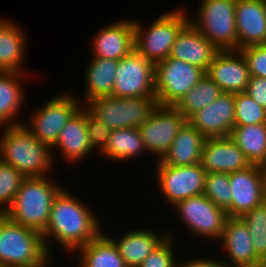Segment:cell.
<instances>
[{"instance_id": "6da1fadb", "label": "cell", "mask_w": 266, "mask_h": 267, "mask_svg": "<svg viewBox=\"0 0 266 267\" xmlns=\"http://www.w3.org/2000/svg\"><path fill=\"white\" fill-rule=\"evenodd\" d=\"M102 226L91 207L64 187L54 199L50 218L42 236L51 256L54 254V242L67 254L69 252L73 255L79 247L97 238L105 228Z\"/></svg>"}, {"instance_id": "7a4b0ae2", "label": "cell", "mask_w": 266, "mask_h": 267, "mask_svg": "<svg viewBox=\"0 0 266 267\" xmlns=\"http://www.w3.org/2000/svg\"><path fill=\"white\" fill-rule=\"evenodd\" d=\"M0 130V160L25 177L54 174L57 153H52L50 146L40 142L23 124L0 126Z\"/></svg>"}, {"instance_id": "3957f363", "label": "cell", "mask_w": 266, "mask_h": 267, "mask_svg": "<svg viewBox=\"0 0 266 267\" xmlns=\"http://www.w3.org/2000/svg\"><path fill=\"white\" fill-rule=\"evenodd\" d=\"M56 177H26L17 191L11 206L5 211L10 220L43 233L57 194L64 188Z\"/></svg>"}, {"instance_id": "277c9868", "label": "cell", "mask_w": 266, "mask_h": 267, "mask_svg": "<svg viewBox=\"0 0 266 267\" xmlns=\"http://www.w3.org/2000/svg\"><path fill=\"white\" fill-rule=\"evenodd\" d=\"M42 233L0 216V265L3 267H51Z\"/></svg>"}, {"instance_id": "5b68a950", "label": "cell", "mask_w": 266, "mask_h": 267, "mask_svg": "<svg viewBox=\"0 0 266 267\" xmlns=\"http://www.w3.org/2000/svg\"><path fill=\"white\" fill-rule=\"evenodd\" d=\"M155 17L147 26L140 20H133L134 49L154 64L169 57L177 34L189 22L184 8L170 9Z\"/></svg>"}, {"instance_id": "8992f818", "label": "cell", "mask_w": 266, "mask_h": 267, "mask_svg": "<svg viewBox=\"0 0 266 267\" xmlns=\"http://www.w3.org/2000/svg\"><path fill=\"white\" fill-rule=\"evenodd\" d=\"M159 106L156 96L97 98L83 107L97 120L112 130L139 128Z\"/></svg>"}, {"instance_id": "52a82bcc", "label": "cell", "mask_w": 266, "mask_h": 267, "mask_svg": "<svg viewBox=\"0 0 266 267\" xmlns=\"http://www.w3.org/2000/svg\"><path fill=\"white\" fill-rule=\"evenodd\" d=\"M237 0H200L189 22L219 50H238L235 5ZM197 14V15H196Z\"/></svg>"}, {"instance_id": "ba28073f", "label": "cell", "mask_w": 266, "mask_h": 267, "mask_svg": "<svg viewBox=\"0 0 266 267\" xmlns=\"http://www.w3.org/2000/svg\"><path fill=\"white\" fill-rule=\"evenodd\" d=\"M72 93L60 92L49 97V100H44L41 106L27 114L29 121L25 119L22 123L40 142L51 148L56 144L64 125L82 107L80 100Z\"/></svg>"}, {"instance_id": "9c48e42d", "label": "cell", "mask_w": 266, "mask_h": 267, "mask_svg": "<svg viewBox=\"0 0 266 267\" xmlns=\"http://www.w3.org/2000/svg\"><path fill=\"white\" fill-rule=\"evenodd\" d=\"M171 208L181 219L179 222H183L187 232L196 238L209 240L215 244L222 236L229 217L224 209L215 205L204 194L181 200Z\"/></svg>"}, {"instance_id": "30bf717a", "label": "cell", "mask_w": 266, "mask_h": 267, "mask_svg": "<svg viewBox=\"0 0 266 267\" xmlns=\"http://www.w3.org/2000/svg\"><path fill=\"white\" fill-rule=\"evenodd\" d=\"M204 75L202 69L179 59L168 57L155 63V94L159 105L175 106Z\"/></svg>"}, {"instance_id": "8fae6325", "label": "cell", "mask_w": 266, "mask_h": 267, "mask_svg": "<svg viewBox=\"0 0 266 267\" xmlns=\"http://www.w3.org/2000/svg\"><path fill=\"white\" fill-rule=\"evenodd\" d=\"M155 167L156 188L166 205L172 207L181 200L204 194L207 172L201 163L192 166H173L157 160Z\"/></svg>"}, {"instance_id": "7c38bea8", "label": "cell", "mask_w": 266, "mask_h": 267, "mask_svg": "<svg viewBox=\"0 0 266 267\" xmlns=\"http://www.w3.org/2000/svg\"><path fill=\"white\" fill-rule=\"evenodd\" d=\"M113 96L137 98L156 96L155 64L135 49L118 61Z\"/></svg>"}, {"instance_id": "4fadbf2b", "label": "cell", "mask_w": 266, "mask_h": 267, "mask_svg": "<svg viewBox=\"0 0 266 267\" xmlns=\"http://www.w3.org/2000/svg\"><path fill=\"white\" fill-rule=\"evenodd\" d=\"M187 119L175 106L159 105L139 127L147 153L161 160Z\"/></svg>"}, {"instance_id": "5bb4252c", "label": "cell", "mask_w": 266, "mask_h": 267, "mask_svg": "<svg viewBox=\"0 0 266 267\" xmlns=\"http://www.w3.org/2000/svg\"><path fill=\"white\" fill-rule=\"evenodd\" d=\"M205 74L223 93L245 92L250 79L247 61L240 50H220Z\"/></svg>"}, {"instance_id": "9a60e30c", "label": "cell", "mask_w": 266, "mask_h": 267, "mask_svg": "<svg viewBox=\"0 0 266 267\" xmlns=\"http://www.w3.org/2000/svg\"><path fill=\"white\" fill-rule=\"evenodd\" d=\"M229 260L224 262L230 267H263L257 257L247 224L241 217H228L222 236L217 241ZM230 262V263H229Z\"/></svg>"}, {"instance_id": "2e32d148", "label": "cell", "mask_w": 266, "mask_h": 267, "mask_svg": "<svg viewBox=\"0 0 266 267\" xmlns=\"http://www.w3.org/2000/svg\"><path fill=\"white\" fill-rule=\"evenodd\" d=\"M205 138L229 137L235 125L233 93H223L187 120Z\"/></svg>"}, {"instance_id": "e0dca14e", "label": "cell", "mask_w": 266, "mask_h": 267, "mask_svg": "<svg viewBox=\"0 0 266 267\" xmlns=\"http://www.w3.org/2000/svg\"><path fill=\"white\" fill-rule=\"evenodd\" d=\"M232 192V217H241L266 200L263 174L260 165L229 173Z\"/></svg>"}, {"instance_id": "ac0fdd59", "label": "cell", "mask_w": 266, "mask_h": 267, "mask_svg": "<svg viewBox=\"0 0 266 267\" xmlns=\"http://www.w3.org/2000/svg\"><path fill=\"white\" fill-rule=\"evenodd\" d=\"M91 40L92 58L119 61L134 50L133 19H119L101 28Z\"/></svg>"}, {"instance_id": "d6986e66", "label": "cell", "mask_w": 266, "mask_h": 267, "mask_svg": "<svg viewBox=\"0 0 266 267\" xmlns=\"http://www.w3.org/2000/svg\"><path fill=\"white\" fill-rule=\"evenodd\" d=\"M200 163L207 173H232L252 165L230 136L206 138Z\"/></svg>"}, {"instance_id": "ffe728a7", "label": "cell", "mask_w": 266, "mask_h": 267, "mask_svg": "<svg viewBox=\"0 0 266 267\" xmlns=\"http://www.w3.org/2000/svg\"><path fill=\"white\" fill-rule=\"evenodd\" d=\"M235 20L238 50L266 44V0H237Z\"/></svg>"}, {"instance_id": "44dd1931", "label": "cell", "mask_w": 266, "mask_h": 267, "mask_svg": "<svg viewBox=\"0 0 266 267\" xmlns=\"http://www.w3.org/2000/svg\"><path fill=\"white\" fill-rule=\"evenodd\" d=\"M220 50L188 22L177 34L170 58L197 66L204 72Z\"/></svg>"}, {"instance_id": "7402d4cb", "label": "cell", "mask_w": 266, "mask_h": 267, "mask_svg": "<svg viewBox=\"0 0 266 267\" xmlns=\"http://www.w3.org/2000/svg\"><path fill=\"white\" fill-rule=\"evenodd\" d=\"M53 151H59L64 163H74L87 160L95 153L91 148L86 126V109L82 106L60 131ZM66 161V162H65ZM73 162V163H72Z\"/></svg>"}, {"instance_id": "603a6c76", "label": "cell", "mask_w": 266, "mask_h": 267, "mask_svg": "<svg viewBox=\"0 0 266 267\" xmlns=\"http://www.w3.org/2000/svg\"><path fill=\"white\" fill-rule=\"evenodd\" d=\"M32 75L34 74L0 72V126L23 123L24 118L20 117V112H23L24 104L26 105L24 83L29 78L33 80Z\"/></svg>"}, {"instance_id": "cb8c5ba5", "label": "cell", "mask_w": 266, "mask_h": 267, "mask_svg": "<svg viewBox=\"0 0 266 267\" xmlns=\"http://www.w3.org/2000/svg\"><path fill=\"white\" fill-rule=\"evenodd\" d=\"M25 30L11 19L0 18V72L34 74L24 69L28 40Z\"/></svg>"}, {"instance_id": "d4e9b609", "label": "cell", "mask_w": 266, "mask_h": 267, "mask_svg": "<svg viewBox=\"0 0 266 267\" xmlns=\"http://www.w3.org/2000/svg\"><path fill=\"white\" fill-rule=\"evenodd\" d=\"M103 232L114 242L127 267H138L146 257L168 236L167 231L159 232L150 228H134L115 239ZM166 233V234H165Z\"/></svg>"}, {"instance_id": "484cf974", "label": "cell", "mask_w": 266, "mask_h": 267, "mask_svg": "<svg viewBox=\"0 0 266 267\" xmlns=\"http://www.w3.org/2000/svg\"><path fill=\"white\" fill-rule=\"evenodd\" d=\"M84 74L85 92L81 99L84 106L87 102L97 98L113 96L114 80L118 66L117 60L92 58Z\"/></svg>"}, {"instance_id": "4316f807", "label": "cell", "mask_w": 266, "mask_h": 267, "mask_svg": "<svg viewBox=\"0 0 266 267\" xmlns=\"http://www.w3.org/2000/svg\"><path fill=\"white\" fill-rule=\"evenodd\" d=\"M205 140L206 138L187 121L161 161L166 165L173 166L196 165L201 162Z\"/></svg>"}, {"instance_id": "83f0119b", "label": "cell", "mask_w": 266, "mask_h": 267, "mask_svg": "<svg viewBox=\"0 0 266 267\" xmlns=\"http://www.w3.org/2000/svg\"><path fill=\"white\" fill-rule=\"evenodd\" d=\"M78 267H127L114 242L102 232L97 238L79 247Z\"/></svg>"}, {"instance_id": "f1b7e54d", "label": "cell", "mask_w": 266, "mask_h": 267, "mask_svg": "<svg viewBox=\"0 0 266 267\" xmlns=\"http://www.w3.org/2000/svg\"><path fill=\"white\" fill-rule=\"evenodd\" d=\"M146 152L139 128H123L110 132L105 148L99 155L112 162H121L134 160L141 154L146 155Z\"/></svg>"}, {"instance_id": "f546056e", "label": "cell", "mask_w": 266, "mask_h": 267, "mask_svg": "<svg viewBox=\"0 0 266 267\" xmlns=\"http://www.w3.org/2000/svg\"><path fill=\"white\" fill-rule=\"evenodd\" d=\"M230 138L251 164L261 165L266 160V123L234 125Z\"/></svg>"}, {"instance_id": "4dcf8cb0", "label": "cell", "mask_w": 266, "mask_h": 267, "mask_svg": "<svg viewBox=\"0 0 266 267\" xmlns=\"http://www.w3.org/2000/svg\"><path fill=\"white\" fill-rule=\"evenodd\" d=\"M222 94L220 87L205 74L175 107L188 120L193 114L205 108Z\"/></svg>"}, {"instance_id": "1f68e13d", "label": "cell", "mask_w": 266, "mask_h": 267, "mask_svg": "<svg viewBox=\"0 0 266 267\" xmlns=\"http://www.w3.org/2000/svg\"><path fill=\"white\" fill-rule=\"evenodd\" d=\"M241 218L248 226L257 257L264 263L266 261V200L244 213Z\"/></svg>"}, {"instance_id": "d6a6232c", "label": "cell", "mask_w": 266, "mask_h": 267, "mask_svg": "<svg viewBox=\"0 0 266 267\" xmlns=\"http://www.w3.org/2000/svg\"><path fill=\"white\" fill-rule=\"evenodd\" d=\"M204 195L215 205L224 209L232 217V192L229 183V173H206Z\"/></svg>"}, {"instance_id": "836d02e7", "label": "cell", "mask_w": 266, "mask_h": 267, "mask_svg": "<svg viewBox=\"0 0 266 267\" xmlns=\"http://www.w3.org/2000/svg\"><path fill=\"white\" fill-rule=\"evenodd\" d=\"M25 178L14 167L0 160V212L4 214L11 206Z\"/></svg>"}, {"instance_id": "e575fe53", "label": "cell", "mask_w": 266, "mask_h": 267, "mask_svg": "<svg viewBox=\"0 0 266 267\" xmlns=\"http://www.w3.org/2000/svg\"><path fill=\"white\" fill-rule=\"evenodd\" d=\"M235 125L266 123V110L245 92L235 93Z\"/></svg>"}, {"instance_id": "d590c367", "label": "cell", "mask_w": 266, "mask_h": 267, "mask_svg": "<svg viewBox=\"0 0 266 267\" xmlns=\"http://www.w3.org/2000/svg\"><path fill=\"white\" fill-rule=\"evenodd\" d=\"M168 230V236L146 257L138 267H179L180 261L175 257V244L173 231ZM172 233V234H171ZM174 236V237H173Z\"/></svg>"}, {"instance_id": "8d00e7d4", "label": "cell", "mask_w": 266, "mask_h": 267, "mask_svg": "<svg viewBox=\"0 0 266 267\" xmlns=\"http://www.w3.org/2000/svg\"><path fill=\"white\" fill-rule=\"evenodd\" d=\"M86 126L91 148L94 152L98 151L95 154L99 155L105 148L111 130L103 122L94 118L87 110Z\"/></svg>"}, {"instance_id": "74e56055", "label": "cell", "mask_w": 266, "mask_h": 267, "mask_svg": "<svg viewBox=\"0 0 266 267\" xmlns=\"http://www.w3.org/2000/svg\"><path fill=\"white\" fill-rule=\"evenodd\" d=\"M240 51L247 61L250 76L266 78V44L248 46Z\"/></svg>"}, {"instance_id": "f35d334b", "label": "cell", "mask_w": 266, "mask_h": 267, "mask_svg": "<svg viewBox=\"0 0 266 267\" xmlns=\"http://www.w3.org/2000/svg\"><path fill=\"white\" fill-rule=\"evenodd\" d=\"M245 93L266 110V78L250 76Z\"/></svg>"}, {"instance_id": "ab89813d", "label": "cell", "mask_w": 266, "mask_h": 267, "mask_svg": "<svg viewBox=\"0 0 266 267\" xmlns=\"http://www.w3.org/2000/svg\"><path fill=\"white\" fill-rule=\"evenodd\" d=\"M220 259H213L212 257L210 258L208 256L204 257H192L191 259L189 258L188 261H180L179 267H230L228 266L224 260L222 258V260Z\"/></svg>"}, {"instance_id": "60d3db41", "label": "cell", "mask_w": 266, "mask_h": 267, "mask_svg": "<svg viewBox=\"0 0 266 267\" xmlns=\"http://www.w3.org/2000/svg\"><path fill=\"white\" fill-rule=\"evenodd\" d=\"M262 174H263V181H264V188L266 191V160L260 165Z\"/></svg>"}]
</instances>
